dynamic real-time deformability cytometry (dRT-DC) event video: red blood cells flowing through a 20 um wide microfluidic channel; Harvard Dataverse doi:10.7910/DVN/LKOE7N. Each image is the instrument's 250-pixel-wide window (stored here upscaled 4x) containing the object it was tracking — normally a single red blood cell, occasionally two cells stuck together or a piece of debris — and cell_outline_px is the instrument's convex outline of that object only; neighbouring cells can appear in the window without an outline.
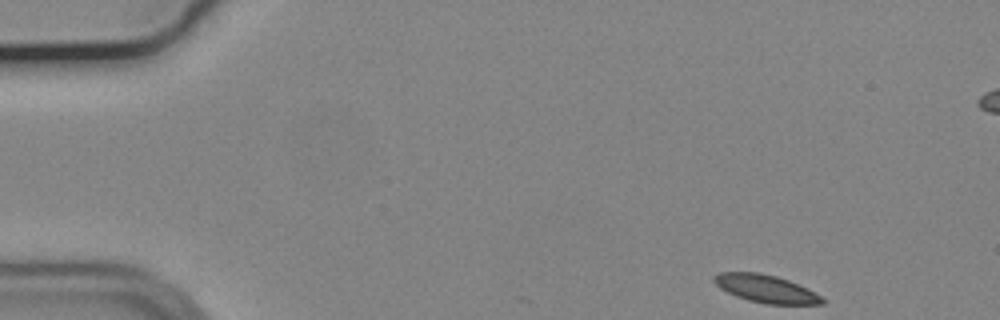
{"species": "common noctule bat (a hibernating species)", "species_latin": "Nyctalus noctula", "temperature_condition": "cold", "stored_images_in_passage": 52, "segment_of_instrument_passage": [1, 2], "camera_frame_rate_fps": 3000, "um_per_image_px": 0.085, "animal": {"sex": "male", "body_mass_g": 19.2, "forearm_length_mm": 51.8}, "frame": {"image": 1, "passage_image": 1, "time_ms": 0.0, "image_size_px": [1000, 320], "cell_outline_px": [[824, 304], [768, 304], [748, 300], [736, 296], [720, 288], [712, 280], [712, 276], [720, 272], [760, 272], [776, 276], [788, 280], [808, 288], [820, 296], [824, 300]], "centroid_in_image_um": [65.07, 24.53], "position_along_channel_um": 19.9, "area_um2": 17.46}}
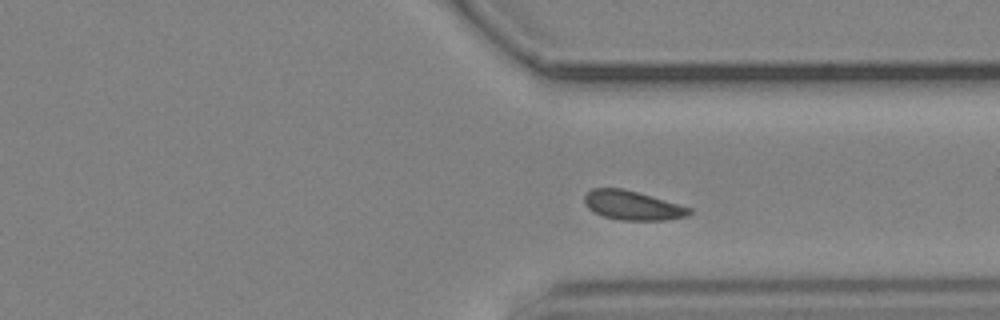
{"frame": {"image": 2, "passage_image": 37, "time_ms": 12.0, "image_size_px": [1000, 320], "cell_outline_px": [[692, 212], [688, 216], [664, 220], [620, 220], [604, 216], [592, 212], [584, 204], [584, 196], [592, 188], [620, 188], [636, 192], [692, 208]], "centroid_in_image_um": [53.73, 17.47], "position_along_channel_um": 357.7, "area_um2": 17.69}}
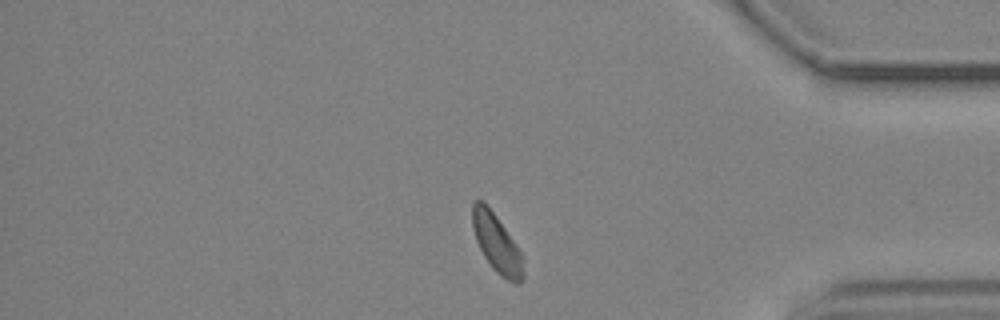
{"frame": {"image": 3, "passage_image": 42, "time_ms": 13.667, "image_size_px": [1000, 320], "cell_outline_px": [[524, 280], [520, 284], [516, 284], [500, 276], [492, 268], [484, 256], [476, 240], [472, 228], [472, 204], [476, 200], [484, 200], [496, 216], [524, 256]], "centroid_in_image_um": [42.24, 20.72], "position_along_channel_um": 393.0, "area_um2": 17.51}}